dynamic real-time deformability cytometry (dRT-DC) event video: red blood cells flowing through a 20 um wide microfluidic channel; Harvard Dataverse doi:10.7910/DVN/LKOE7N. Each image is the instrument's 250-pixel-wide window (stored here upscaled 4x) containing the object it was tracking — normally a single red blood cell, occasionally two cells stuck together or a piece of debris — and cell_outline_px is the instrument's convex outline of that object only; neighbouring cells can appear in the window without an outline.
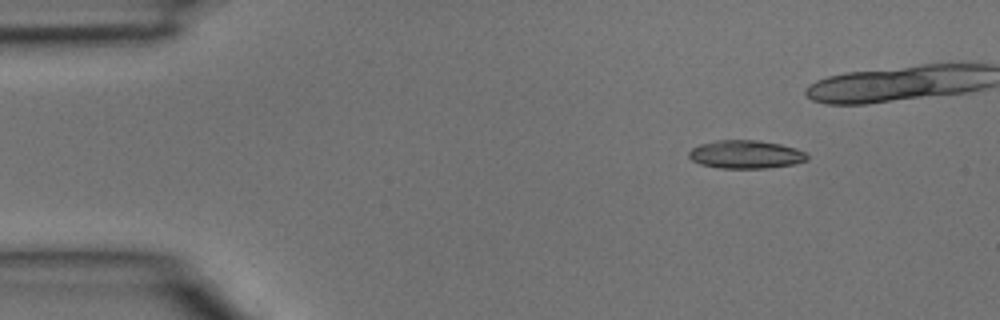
{"species": "common noctule bat (a hibernating species)", "species_latin": "Nyctalus noctula", "temperature_condition": "room temperature", "stored_images_in_passage": 7, "camera_frame_rate_fps": 3000, "um_per_image_px": 0.085, "animal": {"sex": "male", "body_mass_g": 15.6}, "frame": {"image": 1, "passage_image": 1, "time_ms": 0.0, "image_size_px": [1000, 320], "cell_outline_px": [[808, 160], [796, 164], [768, 168], [720, 168], [700, 164], [692, 160], [688, 156], [688, 152], [692, 148], [700, 144], [716, 140], [756, 140], [780, 144], [796, 148], [808, 152]], "centroid_in_image_um": [63.42, 13.13], "position_along_channel_um": 21.6, "area_um2": 19.65}}
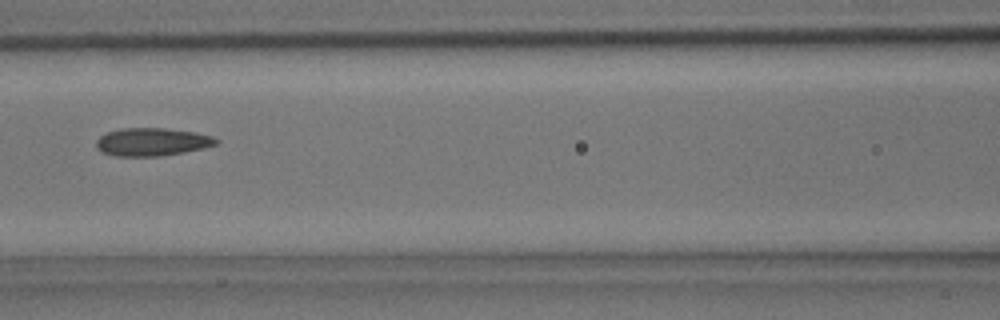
{"frame": {"image": 2, "passage_image": 6, "time_ms": 1.667, "image_size_px": [1000, 320], "cell_outline_px": [[220, 140], [216, 144], [204, 148], [184, 152], [160, 156], [112, 156], [100, 152], [96, 148], [96, 140], [100, 136], [108, 132], [120, 128], [164, 128], [196, 132], [212, 136]], "centroid_in_image_um": [12.9, 12.06], "position_along_channel_um": 153.7, "area_um2": 19.71}}